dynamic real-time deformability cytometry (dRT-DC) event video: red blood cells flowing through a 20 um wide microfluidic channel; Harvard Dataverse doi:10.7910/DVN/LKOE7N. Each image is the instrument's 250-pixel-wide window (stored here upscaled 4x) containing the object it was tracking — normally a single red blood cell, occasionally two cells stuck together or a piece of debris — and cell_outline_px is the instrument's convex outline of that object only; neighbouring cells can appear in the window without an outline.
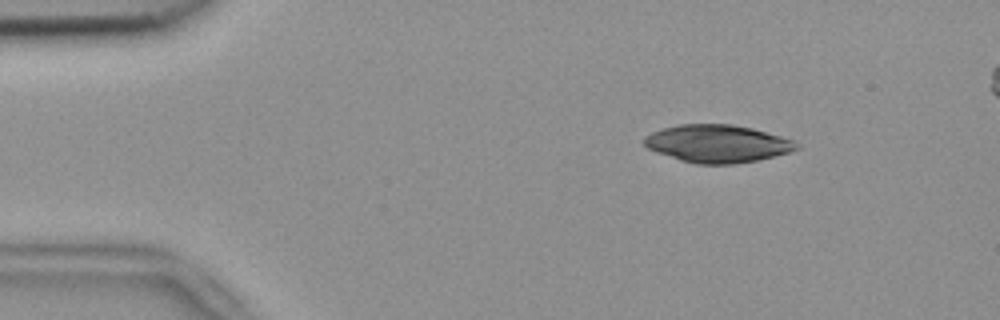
{"species": "common noctule bat (a hibernating species)", "species_latin": "Nyctalus noctula", "temperature_condition": "room temperature", "stored_images_in_passage": 54, "camera_frame_rate_fps": 3000, "um_per_image_px": 0.085, "animal": {"sex": "female", "body_mass_g": 18.4}, "frame": {"image": 1, "passage_image": 8, "time_ms": 2.333, "image_size_px": [1000, 320], "cell_outline_px": [[800, 148], [788, 152], [756, 160], [736, 164], [696, 164], [680, 160], [656, 152], [648, 148], [644, 144], [644, 136], [652, 132], [664, 128], [680, 124], [732, 124], [752, 128], [780, 136], [792, 140], [800, 144]], "centroid_in_image_um": [60.96, 12.21], "position_along_channel_um": 24.0, "area_um2": 33.29}}